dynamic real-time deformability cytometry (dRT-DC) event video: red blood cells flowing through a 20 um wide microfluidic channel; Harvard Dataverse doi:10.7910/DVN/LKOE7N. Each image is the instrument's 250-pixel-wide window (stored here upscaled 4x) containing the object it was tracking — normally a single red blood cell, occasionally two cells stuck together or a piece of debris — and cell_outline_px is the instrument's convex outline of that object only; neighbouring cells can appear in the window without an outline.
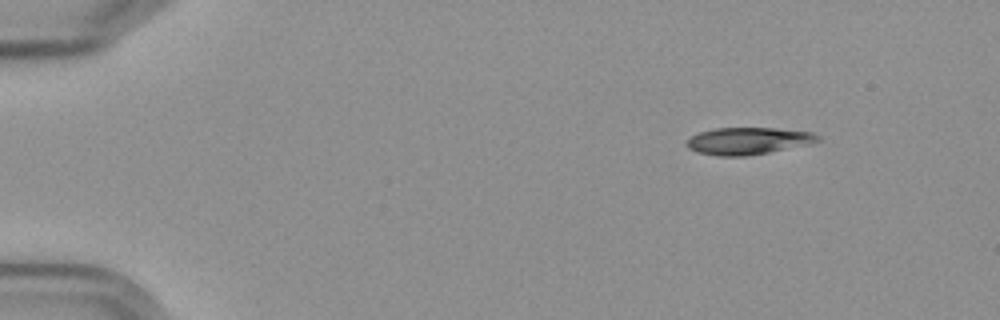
{"species": "Egyptian fruit bat (a non-hibernating species)", "species_latin": "Rousettus aegyptiacus", "temperature_condition": "cold", "stored_images_in_passage": 6, "camera_frame_rate_fps": 3000, "um_per_image_px": 0.085, "frame": {"image": 1, "passage_image": 6, "time_ms": 6.667, "image_size_px": [1000, 320], "cell_outline_px": [[820, 140], [808, 144], [768, 152], [744, 156], [716, 156], [696, 152], [688, 148], [684, 144], [692, 136], [700, 132], [716, 128], [776, 128], [812, 132], [820, 136]], "centroid_in_image_um": [63.56, 11.98], "position_along_channel_um": 21.4, "area_um2": 20.58}}